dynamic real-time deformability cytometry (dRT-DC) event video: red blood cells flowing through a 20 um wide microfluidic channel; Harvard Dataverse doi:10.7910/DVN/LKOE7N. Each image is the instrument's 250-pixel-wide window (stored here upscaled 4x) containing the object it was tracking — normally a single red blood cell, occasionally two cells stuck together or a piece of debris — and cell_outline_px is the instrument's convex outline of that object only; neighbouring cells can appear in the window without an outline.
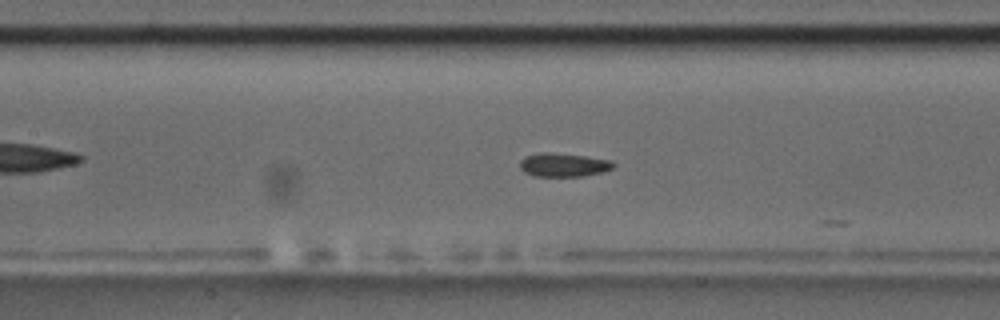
{"species": "common noctule bat (a hibernating species)", "species_latin": "Nyctalus noctula", "temperature_condition": "room temperature", "stored_images_in_passage": 23, "camera_frame_rate_fps": 3000, "um_per_image_px": 0.085, "animal": {"sex": "male", "body_mass_g": 17.5, "forearm_length_mm": 52.3}, "frame": {"image": 1, "passage_image": 19, "time_ms": 6.0, "image_size_px": [1000, 320], "cell_outline_px": [[616, 164], [612, 168], [604, 172], [584, 176], [532, 176], [524, 172], [520, 168], [520, 160], [524, 156], [540, 152], [552, 152], [584, 156], [612, 160]], "centroid_in_image_um": [47.89, 14.01], "position_along_channel_um": 159.5, "area_um2": 13.06}}